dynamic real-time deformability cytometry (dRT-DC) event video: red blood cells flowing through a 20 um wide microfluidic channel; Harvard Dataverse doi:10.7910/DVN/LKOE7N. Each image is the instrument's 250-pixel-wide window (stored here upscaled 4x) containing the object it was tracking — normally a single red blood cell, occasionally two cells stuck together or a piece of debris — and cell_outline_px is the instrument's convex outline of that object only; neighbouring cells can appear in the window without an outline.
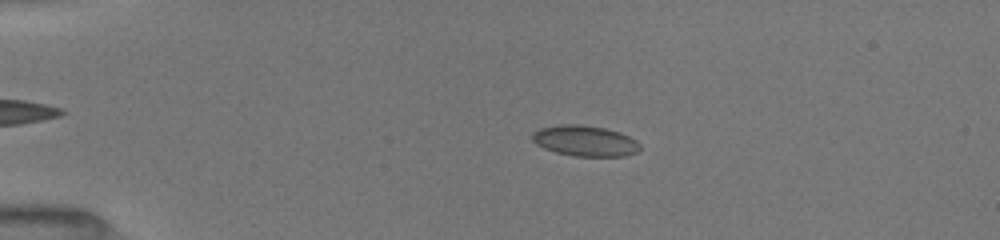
{"species": "common noctule bat (a hibernating species)", "species_latin": "Nyctalus noctula", "temperature_condition": "room temperature", "stored_images_in_passage": 17, "camera_frame_rate_fps": 3000, "um_per_image_px": 0.085, "animal": {"sex": "female", "body_mass_g": 19.5, "forearm_length_mm": 54.1}, "frame": {"image": 1, "passage_image": 8, "time_ms": 3.333, "image_size_px": [1000, 240], "cell_outline_px": [[640, 148], [636, 152], [624, 156], [576, 156], [556, 152], [544, 148], [536, 144], [532, 140], [532, 132], [540, 128], [560, 124], [580, 124], [604, 128], [620, 132], [636, 140], [640, 144]], "centroid_in_image_um": [49.71, 11.96], "position_along_channel_um": 35.3, "area_um2": 19.25}}
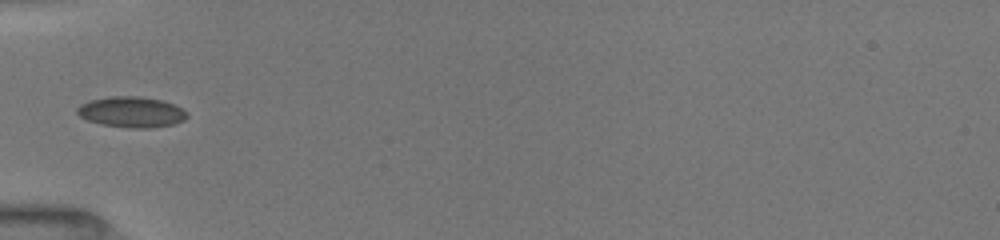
{"frame": {"image": 2, "passage_image": 13, "time_ms": 5.667, "image_size_px": [1000, 240], "cell_outline_px": [[188, 116], [184, 120], [172, 124], [152, 128], [132, 128], [100, 124], [88, 120], [80, 116], [76, 112], [76, 108], [80, 104], [88, 100], [112, 96], [136, 96], [160, 100], [172, 104], [188, 112]], "centroid_in_image_um": [11.14, 9.52], "position_along_channel_um": 73.9, "area_um2": 19.59}}
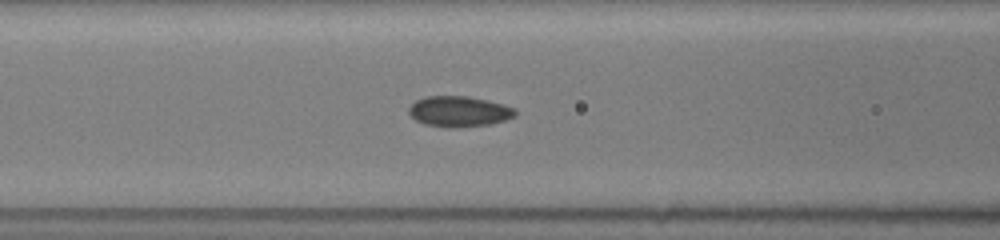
{"frame": {"image": 3, "passage_image": 16, "time_ms": 7.0, "image_size_px": [1000, 240], "cell_outline_px": [[516, 116], [492, 124], [456, 128], [448, 128], [424, 124], [416, 120], [408, 112], [408, 108], [416, 100], [424, 96], [468, 96], [488, 100], [516, 108]], "centroid_in_image_um": [39.02, 9.48], "position_along_channel_um": 127.6, "area_um2": 19.19}}